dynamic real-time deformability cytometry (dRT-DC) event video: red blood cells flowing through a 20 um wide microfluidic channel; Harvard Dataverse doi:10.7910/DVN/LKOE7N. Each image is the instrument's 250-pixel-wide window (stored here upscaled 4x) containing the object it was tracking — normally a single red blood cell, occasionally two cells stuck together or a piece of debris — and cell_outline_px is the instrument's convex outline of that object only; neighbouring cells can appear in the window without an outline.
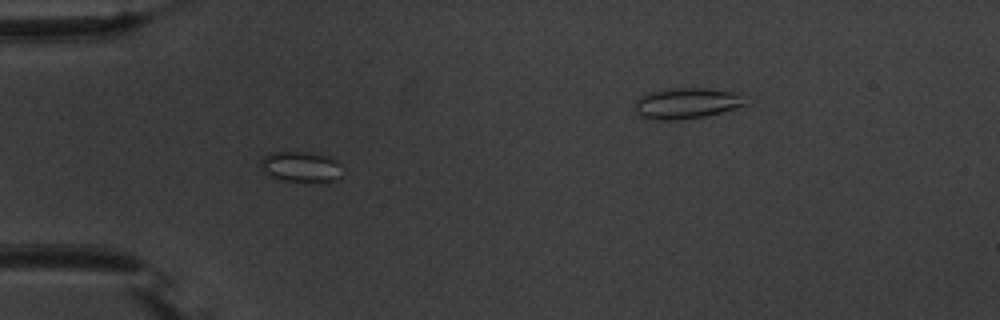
{"species": "common noctule bat (a hibernating species)", "species_latin": "Nyctalus noctula", "temperature_condition": "warm", "stored_images_in_passage": 41, "camera_frame_rate_fps": 3000, "um_per_image_px": 0.085, "animal": {"sex": "male", "body_mass_g": 20.1, "forearm_length_mm": 53.5}, "frame": {"image": 1, "passage_image": 2, "time_ms": 0.333, "image_size_px": [1000, 320], "cell_outline_px": [[340, 176], [336, 180], [328, 184], [320, 184], [284, 180], [268, 176], [260, 168], [260, 160], [264, 156], [272, 152], [312, 152], [332, 156], [336, 160]], "centroid_in_image_um": [25.58, 14.2], "position_along_channel_um": 59.4, "area_um2": 15.09}}
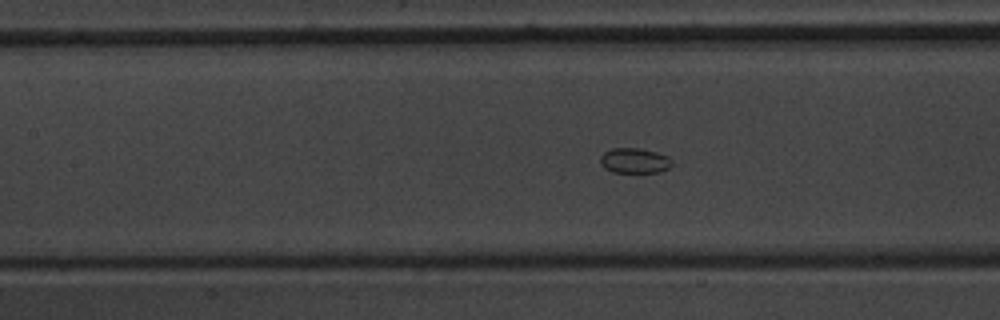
{"frame": {"image": 2, "passage_image": 10, "time_ms": 3.0, "image_size_px": [1000, 320], "cell_outline_px": [[672, 164], [668, 168], [660, 172], [612, 172], [604, 168], [600, 164], [600, 156], [604, 152], [612, 148], [636, 148], [656, 152], [668, 156], [672, 160]], "centroid_in_image_um": [53.91, 13.66], "position_along_channel_um": 153.5, "area_um2": 10.52}}
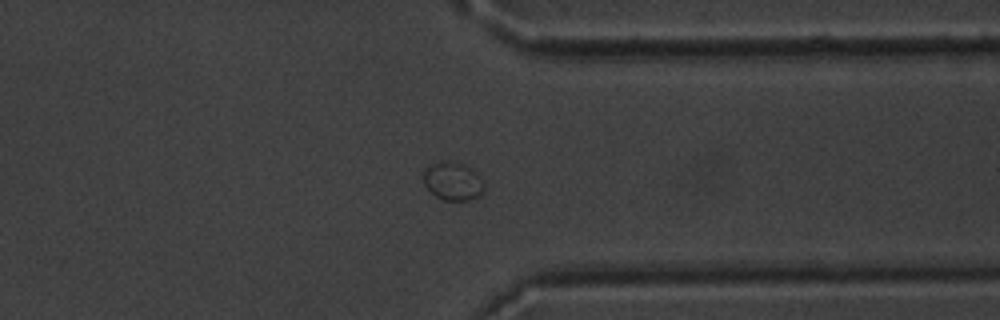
{"frame": {"image": 3, "passage_image": 28, "time_ms": 9.0, "image_size_px": [1000, 320], "cell_outline_px": [[484, 188], [480, 196], [468, 200], [444, 200], [436, 196], [424, 184], [424, 168], [440, 160], [448, 160], [464, 164], [472, 168], [476, 172], [484, 184]], "centroid_in_image_um": [38.5, 15.38], "position_along_channel_um": 372.9, "area_um2": 13.58}}